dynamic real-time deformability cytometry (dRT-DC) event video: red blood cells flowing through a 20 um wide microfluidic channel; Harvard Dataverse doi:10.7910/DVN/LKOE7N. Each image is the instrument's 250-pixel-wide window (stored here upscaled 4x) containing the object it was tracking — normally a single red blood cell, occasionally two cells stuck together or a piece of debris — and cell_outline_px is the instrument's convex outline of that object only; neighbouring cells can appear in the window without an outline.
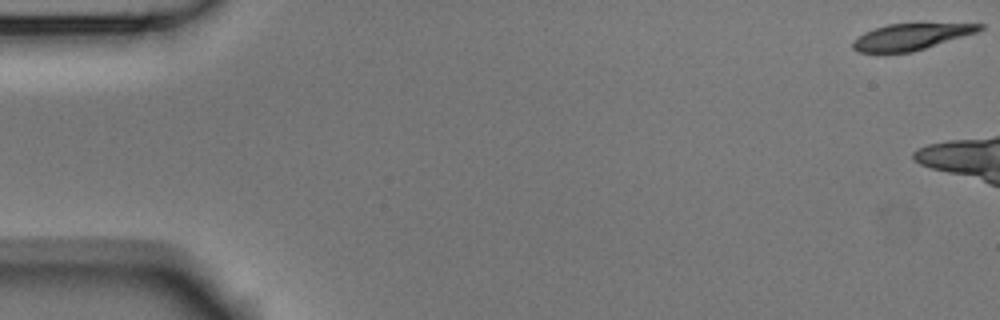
{"species": "Egyptian fruit bat (a non-hibernating species)", "species_latin": "Rousettus aegyptiacus", "temperature_condition": "room temperature", "stored_images_in_passage": 3, "camera_frame_rate_fps": 3000, "um_per_image_px": 0.085, "animal": {"sex": "male"}, "frame": {"image": 1, "passage_image": 1, "time_ms": 0.0, "image_size_px": [1000, 320], "cell_outline_px": [[984, 28], [976, 32], [912, 52], [884, 56], [876, 56], [860, 52], [852, 48], [852, 44], [864, 32], [888, 24], [984, 24]], "centroid_in_image_um": [77.32, 3.19], "position_along_channel_um": 7.7, "area_um2": 19.65}}